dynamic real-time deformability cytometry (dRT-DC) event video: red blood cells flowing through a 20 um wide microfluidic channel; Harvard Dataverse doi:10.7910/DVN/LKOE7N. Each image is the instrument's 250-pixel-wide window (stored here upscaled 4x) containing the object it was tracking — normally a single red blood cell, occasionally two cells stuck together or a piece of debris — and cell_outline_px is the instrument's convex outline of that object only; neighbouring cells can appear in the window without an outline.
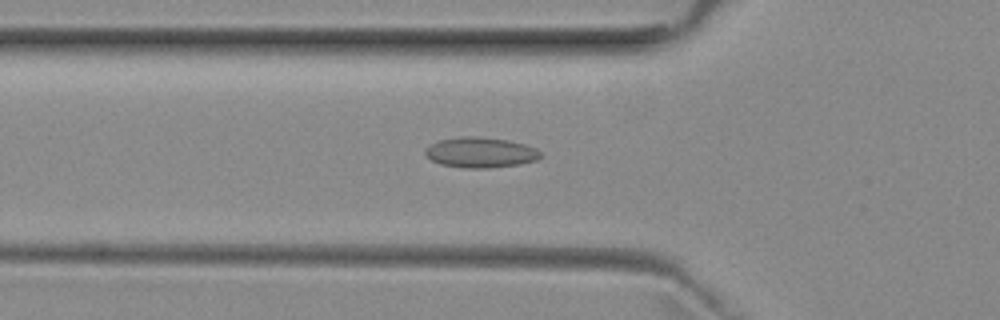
{"species": "common noctule bat (a hibernating species)", "species_latin": "Nyctalus noctula", "temperature_condition": "room temperature", "stored_images_in_passage": 44, "camera_frame_rate_fps": 3000, "um_per_image_px": 0.085, "animal": {"sex": "female", "body_mass_g": 29.2, "forearm_length_mm": 56.3}, "frame": {"image": 1, "passage_image": 15, "time_ms": 4.667, "image_size_px": [1000, 320], "cell_outline_px": [[544, 156], [536, 160], [520, 164], [488, 168], [460, 168], [440, 164], [432, 160], [424, 152], [432, 144], [440, 140], [460, 136], [480, 136], [508, 140], [524, 144], [536, 148]], "centroid_in_image_um": [40.88, 12.96], "position_along_channel_um": 84.9, "area_um2": 20.46}}
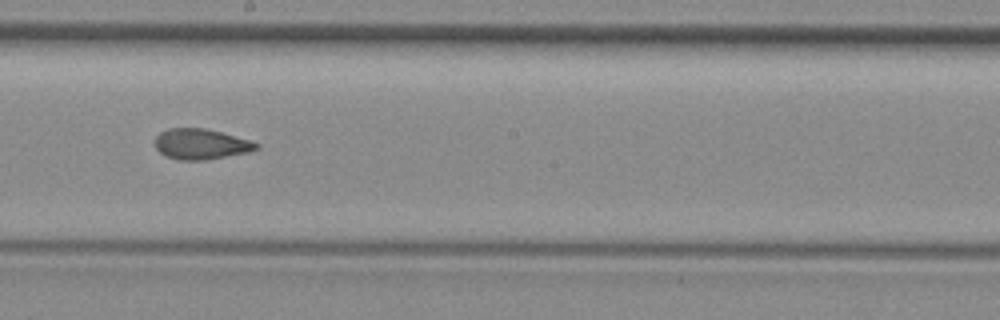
{"frame": {"image": 2, "passage_image": 26, "time_ms": 8.333, "image_size_px": [1000, 320], "cell_outline_px": [[260, 148], [248, 152], [204, 160], [180, 160], [164, 156], [156, 148], [156, 136], [160, 132], [168, 128], [204, 128], [220, 132], [248, 140], [260, 144]], "centroid_in_image_um": [17.06, 12.25], "position_along_channel_um": 231.1, "area_um2": 17.86}}
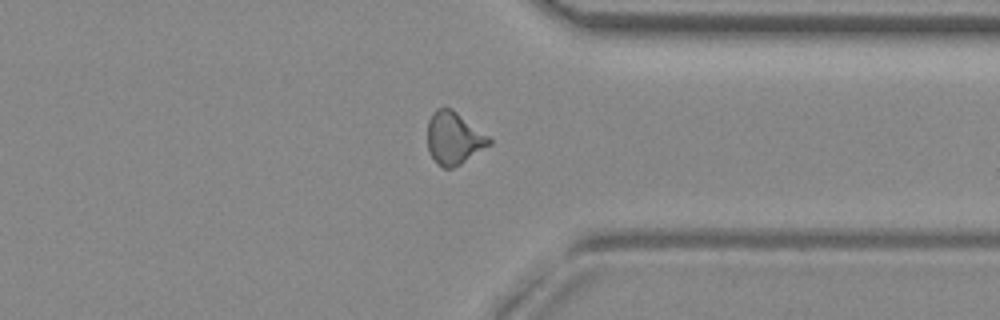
{"frame": {"image": 3, "passage_image": 37, "time_ms": 12.0, "image_size_px": [1000, 320], "cell_outline_px": [[492, 144], [460, 164], [452, 168], [444, 168], [436, 164], [428, 152], [428, 120], [432, 112], [436, 108], [452, 108], [488, 136], [492, 140]], "centroid_in_image_um": [38.56, 11.75], "position_along_channel_um": 372.8, "area_um2": 18.9}, "authors_computed_cell_mechanics": {"area_um2": 18.3804, "velocity_mm_per_s": 3.9715, "shape_relaxation_time_tau1_ms": null, "shape_relaxation_time_tau2_ms": 2.6251, "deformation_change_tau1": null, "deformation_change_tau2": 0.096}}